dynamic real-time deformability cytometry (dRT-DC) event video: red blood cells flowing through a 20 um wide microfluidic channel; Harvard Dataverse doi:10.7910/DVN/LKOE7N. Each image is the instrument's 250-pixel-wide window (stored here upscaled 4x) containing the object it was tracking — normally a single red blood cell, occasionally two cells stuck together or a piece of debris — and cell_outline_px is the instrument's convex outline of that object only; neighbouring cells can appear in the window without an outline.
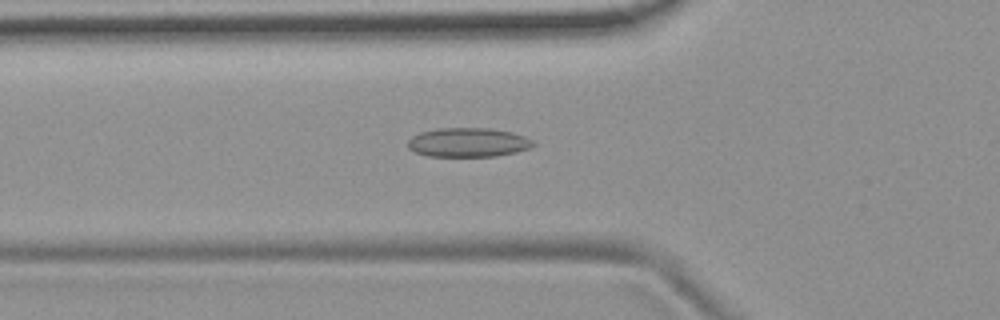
{"species": "common noctule bat (a hibernating species)", "species_latin": "Nyctalus noctula", "temperature_condition": "room temperature", "stored_images_in_passage": 53, "camera_frame_rate_fps": 3000, "um_per_image_px": 0.085, "animal": {"sex": "female", "body_mass_g": 19.9}, "frame": {"image": 1, "passage_image": 18, "time_ms": 5.667, "image_size_px": [1000, 320], "cell_outline_px": [[536, 144], [528, 148], [516, 152], [496, 156], [428, 156], [416, 152], [408, 148], [408, 140], [412, 136], [420, 132], [440, 128], [492, 128], [512, 132], [524, 136], [532, 140]], "centroid_in_image_um": [39.79, 12.1], "position_along_channel_um": 86.0, "area_um2": 21.27}}
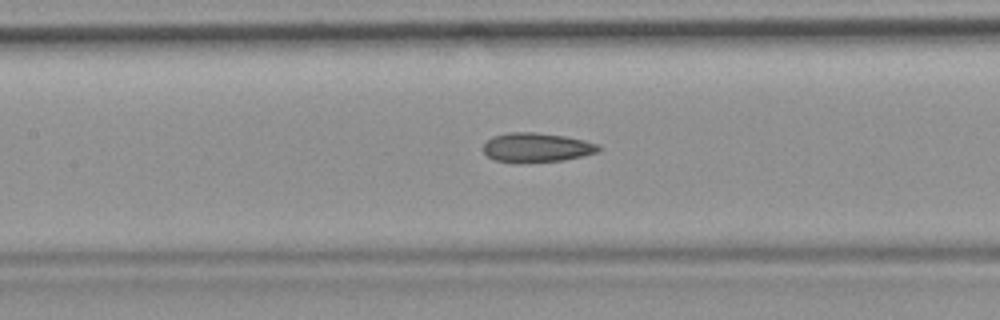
{"frame": {"image": 2, "passage_image": 24, "time_ms": 7.667, "image_size_px": [1000, 320], "cell_outline_px": [[604, 148], [600, 152], [564, 160], [496, 160], [488, 156], [484, 152], [484, 144], [492, 136], [508, 132], [536, 132], [564, 136], [584, 140], [600, 144]], "centroid_in_image_um": [45.71, 12.49], "position_along_channel_um": 161.7, "area_um2": 19.13}}
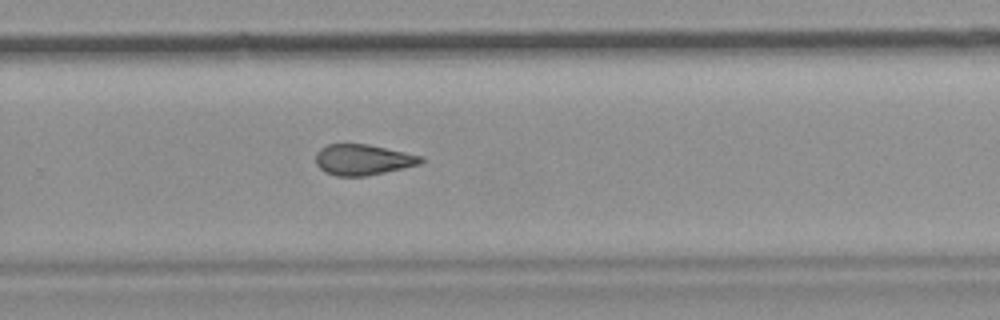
{"frame": {"image": 3, "passage_image": 35, "time_ms": 11.333, "image_size_px": [1000, 320], "cell_outline_px": [[424, 160], [420, 164], [404, 168], [364, 176], [336, 176], [324, 172], [316, 164], [316, 152], [320, 148], [328, 144], [368, 144], [424, 156]], "centroid_in_image_um": [30.84, 13.57], "position_along_channel_um": 299.0, "area_um2": 18.9}, "authors_computed_cell_mechanics": {"area_um2": 19.8254, "velocity_mm_per_s": 3.7549, "shape_relaxation_time_tau1_ms": null, "shape_relaxation_time_tau2_ms": 2.6906, "deformation_change_tau1": null, "deformation_change_tau2": 0.1129}}